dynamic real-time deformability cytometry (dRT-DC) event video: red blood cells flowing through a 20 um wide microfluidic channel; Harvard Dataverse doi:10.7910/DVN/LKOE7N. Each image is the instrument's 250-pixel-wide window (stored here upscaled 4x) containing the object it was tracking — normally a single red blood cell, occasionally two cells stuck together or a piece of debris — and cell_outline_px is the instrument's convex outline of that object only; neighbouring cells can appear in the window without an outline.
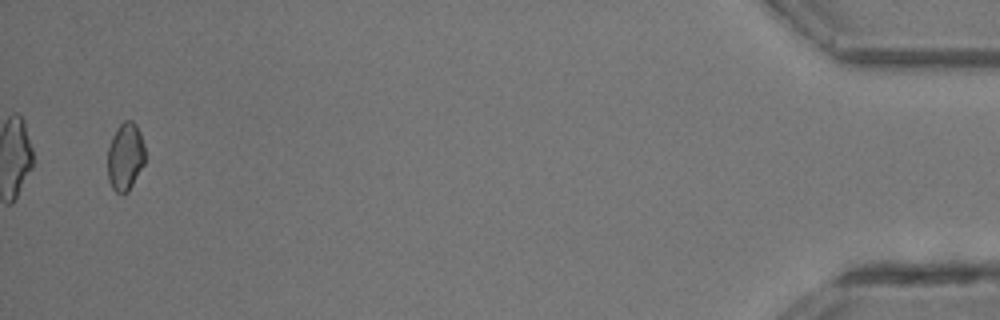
{"species": "common noctule bat (a hibernating species)", "species_latin": "Nyctalus noctula", "temperature_condition": "room temperature", "stored_images_in_passage": 30, "segment_of_instrument_passage": [1, 2], "camera_frame_rate_fps": 3000, "um_per_image_px": 0.085, "animal": {"sex": "male", "body_mass_g": 13.3}, "frame": {"image": 1, "passage_image": 28, "time_ms": 9.0, "image_size_px": [1000, 320], "cell_outline_px": [[144, 164], [128, 192], [116, 192], [112, 188], [108, 180], [108, 148], [112, 136], [116, 128], [124, 120], [132, 120], [136, 124], [140, 132], [144, 144]], "centroid_in_image_um": [10.64, 13.29], "position_along_channel_um": 424.6, "area_um2": 14.8}}